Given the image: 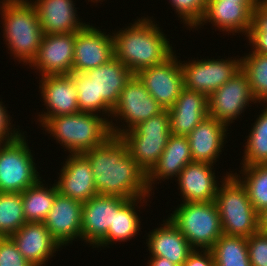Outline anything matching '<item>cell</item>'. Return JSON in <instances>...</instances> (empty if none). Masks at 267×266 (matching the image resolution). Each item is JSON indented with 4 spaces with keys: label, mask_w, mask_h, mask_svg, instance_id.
I'll return each mask as SVG.
<instances>
[{
    "label": "cell",
    "mask_w": 267,
    "mask_h": 266,
    "mask_svg": "<svg viewBox=\"0 0 267 266\" xmlns=\"http://www.w3.org/2000/svg\"><path fill=\"white\" fill-rule=\"evenodd\" d=\"M146 266H177L168 259L162 257H150Z\"/></svg>",
    "instance_id": "ee69618b"
},
{
    "label": "cell",
    "mask_w": 267,
    "mask_h": 266,
    "mask_svg": "<svg viewBox=\"0 0 267 266\" xmlns=\"http://www.w3.org/2000/svg\"><path fill=\"white\" fill-rule=\"evenodd\" d=\"M24 134L0 143V192L22 193L41 178Z\"/></svg>",
    "instance_id": "ba28073f"
},
{
    "label": "cell",
    "mask_w": 267,
    "mask_h": 266,
    "mask_svg": "<svg viewBox=\"0 0 267 266\" xmlns=\"http://www.w3.org/2000/svg\"><path fill=\"white\" fill-rule=\"evenodd\" d=\"M214 202L220 214L223 234L250 237L259 231L258 213L246 188L233 174L223 179Z\"/></svg>",
    "instance_id": "5b68a950"
},
{
    "label": "cell",
    "mask_w": 267,
    "mask_h": 266,
    "mask_svg": "<svg viewBox=\"0 0 267 266\" xmlns=\"http://www.w3.org/2000/svg\"><path fill=\"white\" fill-rule=\"evenodd\" d=\"M258 230L267 234V208L258 213Z\"/></svg>",
    "instance_id": "7bdbcfd3"
},
{
    "label": "cell",
    "mask_w": 267,
    "mask_h": 266,
    "mask_svg": "<svg viewBox=\"0 0 267 266\" xmlns=\"http://www.w3.org/2000/svg\"><path fill=\"white\" fill-rule=\"evenodd\" d=\"M192 161L188 137L171 134L157 164L147 174L149 192L153 193L154 196L153 190L156 187L154 185L159 184L160 181L162 183V180L169 181V179L174 180V178L176 180L182 169Z\"/></svg>",
    "instance_id": "4316f807"
},
{
    "label": "cell",
    "mask_w": 267,
    "mask_h": 266,
    "mask_svg": "<svg viewBox=\"0 0 267 266\" xmlns=\"http://www.w3.org/2000/svg\"><path fill=\"white\" fill-rule=\"evenodd\" d=\"M229 128L211 116L202 120L188 135L191 157L194 162L209 163L215 166L228 143ZM226 139V140H225ZM225 144V145H224Z\"/></svg>",
    "instance_id": "cb8c5ba5"
},
{
    "label": "cell",
    "mask_w": 267,
    "mask_h": 266,
    "mask_svg": "<svg viewBox=\"0 0 267 266\" xmlns=\"http://www.w3.org/2000/svg\"><path fill=\"white\" fill-rule=\"evenodd\" d=\"M0 266H33L10 237H0Z\"/></svg>",
    "instance_id": "74e56055"
},
{
    "label": "cell",
    "mask_w": 267,
    "mask_h": 266,
    "mask_svg": "<svg viewBox=\"0 0 267 266\" xmlns=\"http://www.w3.org/2000/svg\"><path fill=\"white\" fill-rule=\"evenodd\" d=\"M83 155L90 162L99 195L153 197L147 186V174L127 152V145L119 136L112 135Z\"/></svg>",
    "instance_id": "6da1fadb"
},
{
    "label": "cell",
    "mask_w": 267,
    "mask_h": 266,
    "mask_svg": "<svg viewBox=\"0 0 267 266\" xmlns=\"http://www.w3.org/2000/svg\"><path fill=\"white\" fill-rule=\"evenodd\" d=\"M210 250L215 266H251L247 237L222 234Z\"/></svg>",
    "instance_id": "1f68e13d"
},
{
    "label": "cell",
    "mask_w": 267,
    "mask_h": 266,
    "mask_svg": "<svg viewBox=\"0 0 267 266\" xmlns=\"http://www.w3.org/2000/svg\"><path fill=\"white\" fill-rule=\"evenodd\" d=\"M85 73L94 81L95 113L109 121L121 91L134 74L116 57Z\"/></svg>",
    "instance_id": "7c38bea8"
},
{
    "label": "cell",
    "mask_w": 267,
    "mask_h": 266,
    "mask_svg": "<svg viewBox=\"0 0 267 266\" xmlns=\"http://www.w3.org/2000/svg\"><path fill=\"white\" fill-rule=\"evenodd\" d=\"M26 222L22 193L0 192V237H10Z\"/></svg>",
    "instance_id": "836d02e7"
},
{
    "label": "cell",
    "mask_w": 267,
    "mask_h": 266,
    "mask_svg": "<svg viewBox=\"0 0 267 266\" xmlns=\"http://www.w3.org/2000/svg\"><path fill=\"white\" fill-rule=\"evenodd\" d=\"M163 110L138 76L133 75L121 91L119 101L112 110L109 120L111 133L114 136H120Z\"/></svg>",
    "instance_id": "9c48e42d"
},
{
    "label": "cell",
    "mask_w": 267,
    "mask_h": 266,
    "mask_svg": "<svg viewBox=\"0 0 267 266\" xmlns=\"http://www.w3.org/2000/svg\"><path fill=\"white\" fill-rule=\"evenodd\" d=\"M58 172L55 185L59 194L82 203L96 196L90 162L83 154H69Z\"/></svg>",
    "instance_id": "44dd1931"
},
{
    "label": "cell",
    "mask_w": 267,
    "mask_h": 266,
    "mask_svg": "<svg viewBox=\"0 0 267 266\" xmlns=\"http://www.w3.org/2000/svg\"><path fill=\"white\" fill-rule=\"evenodd\" d=\"M41 126L68 154H83L112 136L109 121L89 112L48 118Z\"/></svg>",
    "instance_id": "277c9868"
},
{
    "label": "cell",
    "mask_w": 267,
    "mask_h": 266,
    "mask_svg": "<svg viewBox=\"0 0 267 266\" xmlns=\"http://www.w3.org/2000/svg\"><path fill=\"white\" fill-rule=\"evenodd\" d=\"M168 113L172 135L187 136L208 117V96L183 87Z\"/></svg>",
    "instance_id": "484cf974"
},
{
    "label": "cell",
    "mask_w": 267,
    "mask_h": 266,
    "mask_svg": "<svg viewBox=\"0 0 267 266\" xmlns=\"http://www.w3.org/2000/svg\"><path fill=\"white\" fill-rule=\"evenodd\" d=\"M82 209V202L59 193L56 195L43 223L62 249L73 241H82Z\"/></svg>",
    "instance_id": "ac0fdd59"
},
{
    "label": "cell",
    "mask_w": 267,
    "mask_h": 266,
    "mask_svg": "<svg viewBox=\"0 0 267 266\" xmlns=\"http://www.w3.org/2000/svg\"><path fill=\"white\" fill-rule=\"evenodd\" d=\"M156 22L153 16L144 15L112 32L115 57L134 75L165 62L176 52Z\"/></svg>",
    "instance_id": "7a4b0ae2"
},
{
    "label": "cell",
    "mask_w": 267,
    "mask_h": 266,
    "mask_svg": "<svg viewBox=\"0 0 267 266\" xmlns=\"http://www.w3.org/2000/svg\"><path fill=\"white\" fill-rule=\"evenodd\" d=\"M226 1H259V0H226Z\"/></svg>",
    "instance_id": "bcb514c9"
},
{
    "label": "cell",
    "mask_w": 267,
    "mask_h": 266,
    "mask_svg": "<svg viewBox=\"0 0 267 266\" xmlns=\"http://www.w3.org/2000/svg\"><path fill=\"white\" fill-rule=\"evenodd\" d=\"M0 100V143H6L16 139L22 130L20 131V128H16L15 124H12L11 115L8 114L9 111H7L2 98Z\"/></svg>",
    "instance_id": "f35d334b"
},
{
    "label": "cell",
    "mask_w": 267,
    "mask_h": 266,
    "mask_svg": "<svg viewBox=\"0 0 267 266\" xmlns=\"http://www.w3.org/2000/svg\"><path fill=\"white\" fill-rule=\"evenodd\" d=\"M35 7L44 34H68L82 30L85 23L78 16L73 0H29Z\"/></svg>",
    "instance_id": "603a6c76"
},
{
    "label": "cell",
    "mask_w": 267,
    "mask_h": 266,
    "mask_svg": "<svg viewBox=\"0 0 267 266\" xmlns=\"http://www.w3.org/2000/svg\"><path fill=\"white\" fill-rule=\"evenodd\" d=\"M253 103L258 102L253 96L246 73L240 69L208 97V116L231 127V123L241 118L240 115Z\"/></svg>",
    "instance_id": "8fae6325"
},
{
    "label": "cell",
    "mask_w": 267,
    "mask_h": 266,
    "mask_svg": "<svg viewBox=\"0 0 267 266\" xmlns=\"http://www.w3.org/2000/svg\"><path fill=\"white\" fill-rule=\"evenodd\" d=\"M105 0H88V2H93L94 4L96 3V5H98L97 3L102 4L101 2H103Z\"/></svg>",
    "instance_id": "f6af8a7d"
},
{
    "label": "cell",
    "mask_w": 267,
    "mask_h": 266,
    "mask_svg": "<svg viewBox=\"0 0 267 266\" xmlns=\"http://www.w3.org/2000/svg\"><path fill=\"white\" fill-rule=\"evenodd\" d=\"M258 1H226V0H207L206 11L202 20L194 28L208 25L214 26L215 31L220 30L228 35L239 33L245 37L252 27V13ZM218 28V29H217ZM217 29V30H216Z\"/></svg>",
    "instance_id": "4fadbf2b"
},
{
    "label": "cell",
    "mask_w": 267,
    "mask_h": 266,
    "mask_svg": "<svg viewBox=\"0 0 267 266\" xmlns=\"http://www.w3.org/2000/svg\"><path fill=\"white\" fill-rule=\"evenodd\" d=\"M77 90V102L80 112L95 113V89L93 78L86 73H71Z\"/></svg>",
    "instance_id": "d590c367"
},
{
    "label": "cell",
    "mask_w": 267,
    "mask_h": 266,
    "mask_svg": "<svg viewBox=\"0 0 267 266\" xmlns=\"http://www.w3.org/2000/svg\"><path fill=\"white\" fill-rule=\"evenodd\" d=\"M43 182L46 181H42L41 177L35 184L22 192L23 210L27 222H43L58 194L55 183L48 186Z\"/></svg>",
    "instance_id": "f1b7e54d"
},
{
    "label": "cell",
    "mask_w": 267,
    "mask_h": 266,
    "mask_svg": "<svg viewBox=\"0 0 267 266\" xmlns=\"http://www.w3.org/2000/svg\"><path fill=\"white\" fill-rule=\"evenodd\" d=\"M244 39L248 40L253 52L267 55V32H249Z\"/></svg>",
    "instance_id": "b9f144b4"
},
{
    "label": "cell",
    "mask_w": 267,
    "mask_h": 266,
    "mask_svg": "<svg viewBox=\"0 0 267 266\" xmlns=\"http://www.w3.org/2000/svg\"><path fill=\"white\" fill-rule=\"evenodd\" d=\"M127 199L118 196H93L83 203L81 225L82 242L94 248L113 226L114 211Z\"/></svg>",
    "instance_id": "ffe728a7"
},
{
    "label": "cell",
    "mask_w": 267,
    "mask_h": 266,
    "mask_svg": "<svg viewBox=\"0 0 267 266\" xmlns=\"http://www.w3.org/2000/svg\"><path fill=\"white\" fill-rule=\"evenodd\" d=\"M75 33L44 34L37 55L28 68L40 78L72 73ZM40 73V74H39Z\"/></svg>",
    "instance_id": "2e32d148"
},
{
    "label": "cell",
    "mask_w": 267,
    "mask_h": 266,
    "mask_svg": "<svg viewBox=\"0 0 267 266\" xmlns=\"http://www.w3.org/2000/svg\"><path fill=\"white\" fill-rule=\"evenodd\" d=\"M3 41L10 56L23 65L35 59L44 33L29 0H0Z\"/></svg>",
    "instance_id": "3957f363"
},
{
    "label": "cell",
    "mask_w": 267,
    "mask_h": 266,
    "mask_svg": "<svg viewBox=\"0 0 267 266\" xmlns=\"http://www.w3.org/2000/svg\"><path fill=\"white\" fill-rule=\"evenodd\" d=\"M247 247L251 266H267V234L258 231L247 237Z\"/></svg>",
    "instance_id": "8d00e7d4"
},
{
    "label": "cell",
    "mask_w": 267,
    "mask_h": 266,
    "mask_svg": "<svg viewBox=\"0 0 267 266\" xmlns=\"http://www.w3.org/2000/svg\"><path fill=\"white\" fill-rule=\"evenodd\" d=\"M181 61L183 87L208 97L241 69V57Z\"/></svg>",
    "instance_id": "30bf717a"
},
{
    "label": "cell",
    "mask_w": 267,
    "mask_h": 266,
    "mask_svg": "<svg viewBox=\"0 0 267 266\" xmlns=\"http://www.w3.org/2000/svg\"><path fill=\"white\" fill-rule=\"evenodd\" d=\"M161 223V226L149 231L145 238V245L147 244L150 254L148 258L162 257L177 266H182L194 248L168 218L163 219Z\"/></svg>",
    "instance_id": "d4e9b609"
},
{
    "label": "cell",
    "mask_w": 267,
    "mask_h": 266,
    "mask_svg": "<svg viewBox=\"0 0 267 266\" xmlns=\"http://www.w3.org/2000/svg\"><path fill=\"white\" fill-rule=\"evenodd\" d=\"M92 25L75 33L72 72L85 73L115 57L113 35Z\"/></svg>",
    "instance_id": "5bb4252c"
},
{
    "label": "cell",
    "mask_w": 267,
    "mask_h": 266,
    "mask_svg": "<svg viewBox=\"0 0 267 266\" xmlns=\"http://www.w3.org/2000/svg\"><path fill=\"white\" fill-rule=\"evenodd\" d=\"M169 4L178 18L182 19L183 27L189 30L193 28L194 31L204 16L207 0H169Z\"/></svg>",
    "instance_id": "e575fe53"
},
{
    "label": "cell",
    "mask_w": 267,
    "mask_h": 266,
    "mask_svg": "<svg viewBox=\"0 0 267 266\" xmlns=\"http://www.w3.org/2000/svg\"><path fill=\"white\" fill-rule=\"evenodd\" d=\"M241 167V168H240ZM240 174H232L246 188L248 197L259 213L267 208V164L240 165Z\"/></svg>",
    "instance_id": "4dcf8cb0"
},
{
    "label": "cell",
    "mask_w": 267,
    "mask_h": 266,
    "mask_svg": "<svg viewBox=\"0 0 267 266\" xmlns=\"http://www.w3.org/2000/svg\"><path fill=\"white\" fill-rule=\"evenodd\" d=\"M150 197L127 199L114 211L113 226H110L106 236L94 248H110L113 244L130 241L141 231V206H147ZM146 204V205H145ZM139 211V212H138ZM139 215V216H138ZM110 245V246H109Z\"/></svg>",
    "instance_id": "83f0119b"
},
{
    "label": "cell",
    "mask_w": 267,
    "mask_h": 266,
    "mask_svg": "<svg viewBox=\"0 0 267 266\" xmlns=\"http://www.w3.org/2000/svg\"><path fill=\"white\" fill-rule=\"evenodd\" d=\"M180 203L167 218L194 249L210 250L223 234L217 205L214 201Z\"/></svg>",
    "instance_id": "8992f818"
},
{
    "label": "cell",
    "mask_w": 267,
    "mask_h": 266,
    "mask_svg": "<svg viewBox=\"0 0 267 266\" xmlns=\"http://www.w3.org/2000/svg\"><path fill=\"white\" fill-rule=\"evenodd\" d=\"M175 52L163 63L141 70L136 75L164 109H170L183 89L181 62ZM179 60V61H178Z\"/></svg>",
    "instance_id": "9a60e30c"
},
{
    "label": "cell",
    "mask_w": 267,
    "mask_h": 266,
    "mask_svg": "<svg viewBox=\"0 0 267 266\" xmlns=\"http://www.w3.org/2000/svg\"><path fill=\"white\" fill-rule=\"evenodd\" d=\"M250 32H267V0H259L252 13Z\"/></svg>",
    "instance_id": "ab89813d"
},
{
    "label": "cell",
    "mask_w": 267,
    "mask_h": 266,
    "mask_svg": "<svg viewBox=\"0 0 267 266\" xmlns=\"http://www.w3.org/2000/svg\"><path fill=\"white\" fill-rule=\"evenodd\" d=\"M10 238L33 266H46L61 249L43 222H26Z\"/></svg>",
    "instance_id": "7402d4cb"
},
{
    "label": "cell",
    "mask_w": 267,
    "mask_h": 266,
    "mask_svg": "<svg viewBox=\"0 0 267 266\" xmlns=\"http://www.w3.org/2000/svg\"><path fill=\"white\" fill-rule=\"evenodd\" d=\"M214 165L203 162H190L181 171L176 179L177 188L181 193V202H211L215 200L218 187L229 174H223L220 179L215 176ZM220 179L221 181H219Z\"/></svg>",
    "instance_id": "d6986e66"
},
{
    "label": "cell",
    "mask_w": 267,
    "mask_h": 266,
    "mask_svg": "<svg viewBox=\"0 0 267 266\" xmlns=\"http://www.w3.org/2000/svg\"><path fill=\"white\" fill-rule=\"evenodd\" d=\"M242 56L241 69L247 75L253 96L259 104L267 103V55L251 50Z\"/></svg>",
    "instance_id": "d6a6232c"
},
{
    "label": "cell",
    "mask_w": 267,
    "mask_h": 266,
    "mask_svg": "<svg viewBox=\"0 0 267 266\" xmlns=\"http://www.w3.org/2000/svg\"><path fill=\"white\" fill-rule=\"evenodd\" d=\"M182 266H215L211 250L194 249Z\"/></svg>",
    "instance_id": "60d3db41"
},
{
    "label": "cell",
    "mask_w": 267,
    "mask_h": 266,
    "mask_svg": "<svg viewBox=\"0 0 267 266\" xmlns=\"http://www.w3.org/2000/svg\"><path fill=\"white\" fill-rule=\"evenodd\" d=\"M252 123L247 139L244 140V153L240 165L267 164V103Z\"/></svg>",
    "instance_id": "f546056e"
},
{
    "label": "cell",
    "mask_w": 267,
    "mask_h": 266,
    "mask_svg": "<svg viewBox=\"0 0 267 266\" xmlns=\"http://www.w3.org/2000/svg\"><path fill=\"white\" fill-rule=\"evenodd\" d=\"M41 79V80H40ZM39 79V94L46 109L39 112L36 122L39 126L48 119L61 115H71L80 112L77 102V90L71 74L48 75ZM41 113V114H40Z\"/></svg>",
    "instance_id": "e0dca14e"
},
{
    "label": "cell",
    "mask_w": 267,
    "mask_h": 266,
    "mask_svg": "<svg viewBox=\"0 0 267 266\" xmlns=\"http://www.w3.org/2000/svg\"><path fill=\"white\" fill-rule=\"evenodd\" d=\"M171 134L169 113L163 110L119 137L127 145L130 156L148 174L157 164Z\"/></svg>",
    "instance_id": "52a82bcc"
}]
</instances>
